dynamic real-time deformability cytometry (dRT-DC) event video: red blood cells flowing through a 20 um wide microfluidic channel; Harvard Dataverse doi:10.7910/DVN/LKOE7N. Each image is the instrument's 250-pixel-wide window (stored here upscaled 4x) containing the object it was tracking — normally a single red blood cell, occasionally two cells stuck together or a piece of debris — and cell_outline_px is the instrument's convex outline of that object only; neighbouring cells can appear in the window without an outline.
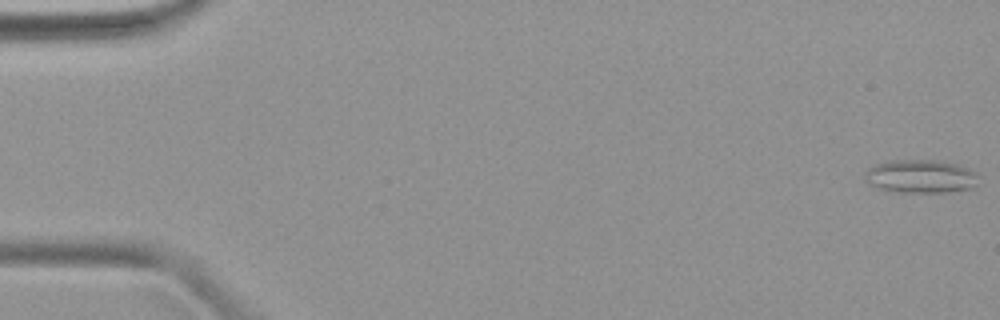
{"species": "common noctule bat (a hibernating species)", "species_latin": "Nyctalus noctula", "temperature_condition": "warm", "stored_images_in_passage": 48, "camera_frame_rate_fps": 3000, "um_per_image_px": 0.085, "animal": {"sex": "female", "body_mass_g": 19.9}, "frame": {"image": 1, "passage_image": 1, "time_ms": 0.0, "image_size_px": [1000, 320], "cell_outline_px": [[976, 184], [968, 188], [948, 192], [900, 192], [880, 188], [868, 184], [864, 176], [864, 172], [868, 168], [876, 164], [888, 160], [940, 160], [960, 164], [968, 168], [976, 176]], "centroid_in_image_um": [78.2, 14.97], "position_along_channel_um": 6.8, "area_um2": 21.96}}
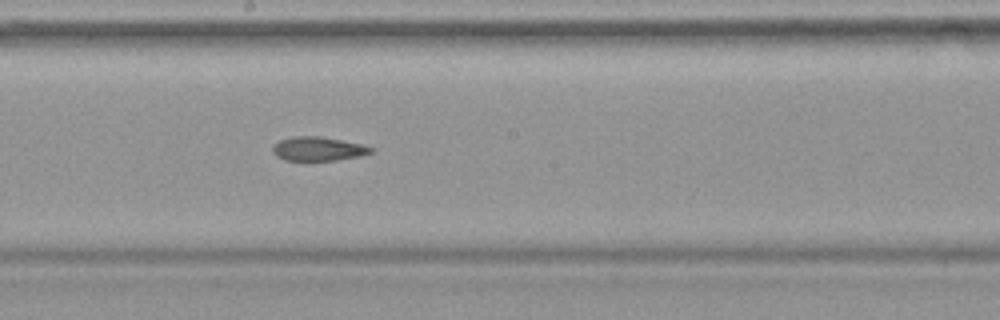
{"frame": {"image": 2, "passage_image": 27, "time_ms": 8.667, "image_size_px": [1000, 320], "cell_outline_px": [[376, 148], [372, 152], [360, 156], [336, 160], [284, 160], [276, 156], [272, 152], [272, 144], [280, 140], [296, 136], [320, 136], [360, 144]], "centroid_in_image_um": [27.02, 12.65], "position_along_channel_um": 221.2, "area_um2": 13.7}}
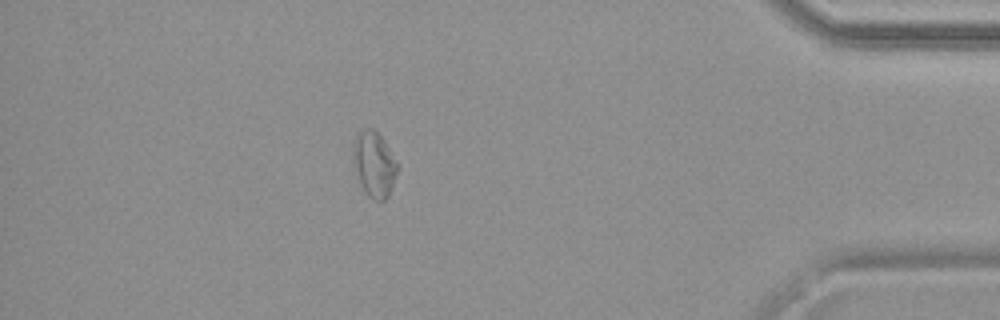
{"frame": {"image": 3, "passage_image": 43, "time_ms": 14.0, "image_size_px": [1000, 320], "cell_outline_px": [[396, 172], [392, 188], [388, 196], [384, 200], [372, 200], [368, 196], [360, 184], [356, 172], [352, 152], [352, 144], [356, 136], [364, 128], [372, 128], [384, 140], [396, 160]], "centroid_in_image_um": [31.78, 13.96], "position_along_channel_um": 403.4, "area_um2": 16.65}}